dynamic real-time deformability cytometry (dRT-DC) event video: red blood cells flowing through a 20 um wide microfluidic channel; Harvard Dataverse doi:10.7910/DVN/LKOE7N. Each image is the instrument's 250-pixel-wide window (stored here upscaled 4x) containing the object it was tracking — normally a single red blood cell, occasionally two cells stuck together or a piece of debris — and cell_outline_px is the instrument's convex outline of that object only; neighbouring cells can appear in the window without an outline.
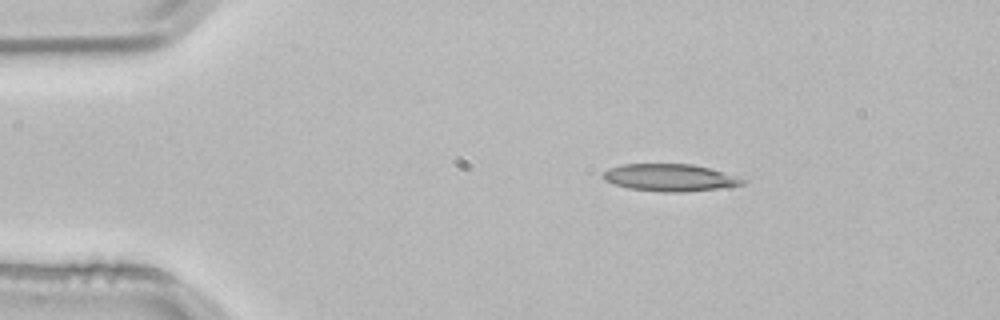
{"species": "common noctule bat (a hibernating species)", "species_latin": "Nyctalus noctula", "temperature_condition": "room temperature", "stored_images_in_passage": 2, "camera_frame_rate_fps": 3000, "um_per_image_px": 0.085, "animal": {"sex": "male", "body_mass_g": 21.5, "forearm_length_mm": 52.0}, "frame": {"image": 1, "passage_image": 1, "time_ms": 0.0, "image_size_px": [1000, 320], "cell_outline_px": [[748, 180], [744, 184], [716, 188], [680, 192], [664, 192], [628, 188], [604, 180], [600, 176], [608, 168], [624, 164], [692, 164], [708, 168], [736, 176]], "centroid_in_image_um": [56.9, 15.09], "position_along_channel_um": 28.1, "area_um2": 21.85}}